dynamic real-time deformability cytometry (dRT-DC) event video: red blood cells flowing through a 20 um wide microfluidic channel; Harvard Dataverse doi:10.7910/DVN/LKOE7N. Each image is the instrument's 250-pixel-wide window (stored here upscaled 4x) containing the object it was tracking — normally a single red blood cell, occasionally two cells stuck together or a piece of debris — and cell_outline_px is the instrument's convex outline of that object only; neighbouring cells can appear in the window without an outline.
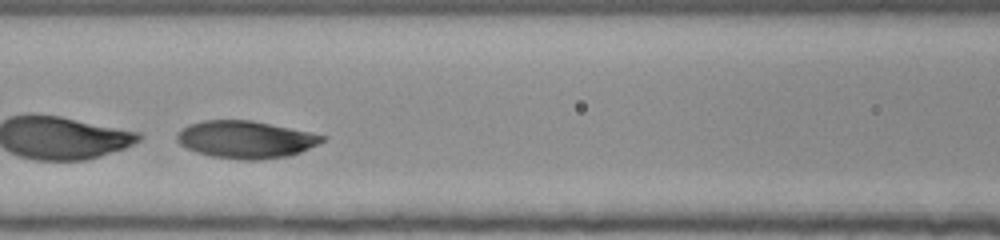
{"species": "human", "species_latin": "Homo sapiens", "temperature_condition": "room temperature", "stored_images_in_passage": 33, "segment_of_instrument_passage": [2, 2], "camera_frame_rate_fps": 3000, "um_per_image_px": 0.085, "donor": {"sex": "female"}, "frame": {"image": 1, "passage_image": 13, "time_ms": 4.0, "image_size_px": [1000, 240], "cell_outline_px": [[328, 136], [324, 140], [300, 152], [288, 156], [260, 160], [244, 160], [212, 156], [196, 152], [180, 144], [176, 140], [176, 132], [188, 124], [204, 120], [252, 120]], "centroid_in_image_um": [20.84, 11.85], "position_along_channel_um": 145.8, "area_um2": 31.56}}
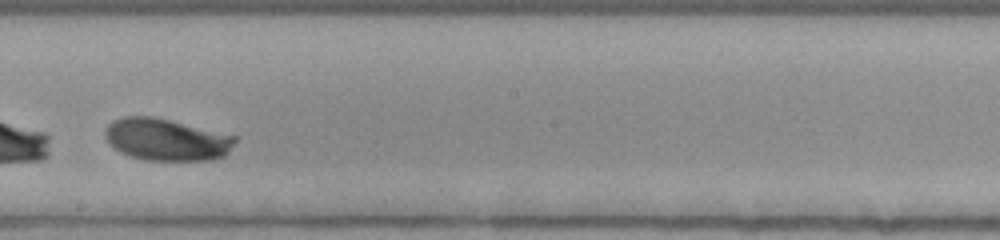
{"frame": {"image": 2, "passage_image": 20, "time_ms": 6.333, "image_size_px": [1000, 240], "cell_outline_px": [[236, 140], [228, 152], [224, 156], [212, 160], [144, 160], [128, 156], [112, 148], [108, 144], [104, 136], [104, 132], [108, 124], [112, 120], [124, 116], [152, 116], [236, 136]], "centroid_in_image_um": [14.08, 11.87], "position_along_channel_um": 234.1, "area_um2": 31.91}}
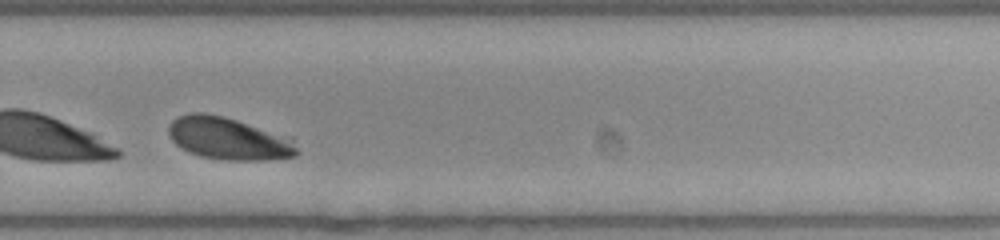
{"frame": {"image": 3, "passage_image": 26, "time_ms": 8.333, "image_size_px": [1000, 240], "cell_outline_px": [[300, 152], [296, 156], [264, 160], [224, 160], [200, 156], [188, 152], [180, 148], [168, 136], [168, 128], [172, 120], [176, 116], [192, 112], [204, 112], [224, 116], [292, 136]], "centroid_in_image_um": [19.45, 11.76], "position_along_channel_um": 310.3, "area_um2": 32.37}}